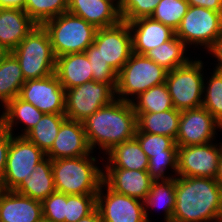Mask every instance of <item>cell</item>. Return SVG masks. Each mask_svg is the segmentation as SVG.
Returning <instances> with one entry per match:
<instances>
[{"label":"cell","mask_w":222,"mask_h":222,"mask_svg":"<svg viewBox=\"0 0 222 222\" xmlns=\"http://www.w3.org/2000/svg\"><path fill=\"white\" fill-rule=\"evenodd\" d=\"M222 222V188L214 178L175 177L172 222Z\"/></svg>","instance_id":"1"},{"label":"cell","mask_w":222,"mask_h":222,"mask_svg":"<svg viewBox=\"0 0 222 222\" xmlns=\"http://www.w3.org/2000/svg\"><path fill=\"white\" fill-rule=\"evenodd\" d=\"M93 80L103 83H117V74L132 54V32L128 22L98 28L94 42L85 50Z\"/></svg>","instance_id":"2"},{"label":"cell","mask_w":222,"mask_h":222,"mask_svg":"<svg viewBox=\"0 0 222 222\" xmlns=\"http://www.w3.org/2000/svg\"><path fill=\"white\" fill-rule=\"evenodd\" d=\"M88 144L108 153L113 147L135 137L137 116L132 103L120 99L101 107L82 121Z\"/></svg>","instance_id":"3"},{"label":"cell","mask_w":222,"mask_h":222,"mask_svg":"<svg viewBox=\"0 0 222 222\" xmlns=\"http://www.w3.org/2000/svg\"><path fill=\"white\" fill-rule=\"evenodd\" d=\"M95 159L86 155L52 160L56 191L67 195L98 194L104 172L94 165Z\"/></svg>","instance_id":"4"},{"label":"cell","mask_w":222,"mask_h":222,"mask_svg":"<svg viewBox=\"0 0 222 222\" xmlns=\"http://www.w3.org/2000/svg\"><path fill=\"white\" fill-rule=\"evenodd\" d=\"M47 31L55 57L83 53L94 42L97 28L69 12L42 24Z\"/></svg>","instance_id":"5"},{"label":"cell","mask_w":222,"mask_h":222,"mask_svg":"<svg viewBox=\"0 0 222 222\" xmlns=\"http://www.w3.org/2000/svg\"><path fill=\"white\" fill-rule=\"evenodd\" d=\"M11 53L19 61L25 81L55 73L56 57L42 25H36Z\"/></svg>","instance_id":"6"},{"label":"cell","mask_w":222,"mask_h":222,"mask_svg":"<svg viewBox=\"0 0 222 222\" xmlns=\"http://www.w3.org/2000/svg\"><path fill=\"white\" fill-rule=\"evenodd\" d=\"M167 74L168 70L153 62L146 55L132 52L129 60L117 74L115 88V94L119 95L117 99L131 102L132 100L128 99L127 95L138 96L151 87L165 83Z\"/></svg>","instance_id":"7"},{"label":"cell","mask_w":222,"mask_h":222,"mask_svg":"<svg viewBox=\"0 0 222 222\" xmlns=\"http://www.w3.org/2000/svg\"><path fill=\"white\" fill-rule=\"evenodd\" d=\"M202 61H189L186 65L168 71L166 85L173 107L179 111L202 107L204 79Z\"/></svg>","instance_id":"8"},{"label":"cell","mask_w":222,"mask_h":222,"mask_svg":"<svg viewBox=\"0 0 222 222\" xmlns=\"http://www.w3.org/2000/svg\"><path fill=\"white\" fill-rule=\"evenodd\" d=\"M117 83L94 80L65 90V115L68 119L82 122L101 107L115 100Z\"/></svg>","instance_id":"9"},{"label":"cell","mask_w":222,"mask_h":222,"mask_svg":"<svg viewBox=\"0 0 222 222\" xmlns=\"http://www.w3.org/2000/svg\"><path fill=\"white\" fill-rule=\"evenodd\" d=\"M175 35L185 45L200 44L207 50L222 35V12H216L204 7L189 6L182 18Z\"/></svg>","instance_id":"10"},{"label":"cell","mask_w":222,"mask_h":222,"mask_svg":"<svg viewBox=\"0 0 222 222\" xmlns=\"http://www.w3.org/2000/svg\"><path fill=\"white\" fill-rule=\"evenodd\" d=\"M46 154L24 136H12L0 189L14 190L22 180H27L35 166Z\"/></svg>","instance_id":"11"},{"label":"cell","mask_w":222,"mask_h":222,"mask_svg":"<svg viewBox=\"0 0 222 222\" xmlns=\"http://www.w3.org/2000/svg\"><path fill=\"white\" fill-rule=\"evenodd\" d=\"M221 154L222 144L218 148L210 142L178 147L177 175L216 179Z\"/></svg>","instance_id":"12"},{"label":"cell","mask_w":222,"mask_h":222,"mask_svg":"<svg viewBox=\"0 0 222 222\" xmlns=\"http://www.w3.org/2000/svg\"><path fill=\"white\" fill-rule=\"evenodd\" d=\"M102 187L103 182L96 196V208L103 222H149L144 202L117 193L108 186L103 196Z\"/></svg>","instance_id":"13"},{"label":"cell","mask_w":222,"mask_h":222,"mask_svg":"<svg viewBox=\"0 0 222 222\" xmlns=\"http://www.w3.org/2000/svg\"><path fill=\"white\" fill-rule=\"evenodd\" d=\"M19 97L44 114H65V89L55 73L41 79L26 80Z\"/></svg>","instance_id":"14"},{"label":"cell","mask_w":222,"mask_h":222,"mask_svg":"<svg viewBox=\"0 0 222 222\" xmlns=\"http://www.w3.org/2000/svg\"><path fill=\"white\" fill-rule=\"evenodd\" d=\"M222 125L203 107L181 111L176 137L178 147L211 142Z\"/></svg>","instance_id":"15"},{"label":"cell","mask_w":222,"mask_h":222,"mask_svg":"<svg viewBox=\"0 0 222 222\" xmlns=\"http://www.w3.org/2000/svg\"><path fill=\"white\" fill-rule=\"evenodd\" d=\"M91 152L82 122L66 118L46 156L57 160L86 156Z\"/></svg>","instance_id":"16"},{"label":"cell","mask_w":222,"mask_h":222,"mask_svg":"<svg viewBox=\"0 0 222 222\" xmlns=\"http://www.w3.org/2000/svg\"><path fill=\"white\" fill-rule=\"evenodd\" d=\"M152 182L153 179L147 171L106 168L103 173V186L142 202L145 201Z\"/></svg>","instance_id":"17"},{"label":"cell","mask_w":222,"mask_h":222,"mask_svg":"<svg viewBox=\"0 0 222 222\" xmlns=\"http://www.w3.org/2000/svg\"><path fill=\"white\" fill-rule=\"evenodd\" d=\"M132 34V52L145 55L148 51L171 40L175 30L151 17L128 22Z\"/></svg>","instance_id":"18"},{"label":"cell","mask_w":222,"mask_h":222,"mask_svg":"<svg viewBox=\"0 0 222 222\" xmlns=\"http://www.w3.org/2000/svg\"><path fill=\"white\" fill-rule=\"evenodd\" d=\"M0 222H43L42 202L0 189Z\"/></svg>","instance_id":"19"},{"label":"cell","mask_w":222,"mask_h":222,"mask_svg":"<svg viewBox=\"0 0 222 222\" xmlns=\"http://www.w3.org/2000/svg\"><path fill=\"white\" fill-rule=\"evenodd\" d=\"M116 0H68L67 12L81 17L97 29L118 24L122 19Z\"/></svg>","instance_id":"20"},{"label":"cell","mask_w":222,"mask_h":222,"mask_svg":"<svg viewBox=\"0 0 222 222\" xmlns=\"http://www.w3.org/2000/svg\"><path fill=\"white\" fill-rule=\"evenodd\" d=\"M37 24L19 8H0V47L12 52Z\"/></svg>","instance_id":"21"},{"label":"cell","mask_w":222,"mask_h":222,"mask_svg":"<svg viewBox=\"0 0 222 222\" xmlns=\"http://www.w3.org/2000/svg\"><path fill=\"white\" fill-rule=\"evenodd\" d=\"M55 74L65 90L93 80L91 64L85 52L56 57Z\"/></svg>","instance_id":"22"},{"label":"cell","mask_w":222,"mask_h":222,"mask_svg":"<svg viewBox=\"0 0 222 222\" xmlns=\"http://www.w3.org/2000/svg\"><path fill=\"white\" fill-rule=\"evenodd\" d=\"M13 191L43 202L49 195L56 191L52 160L46 156L35 166L30 177L27 180H22Z\"/></svg>","instance_id":"23"},{"label":"cell","mask_w":222,"mask_h":222,"mask_svg":"<svg viewBox=\"0 0 222 222\" xmlns=\"http://www.w3.org/2000/svg\"><path fill=\"white\" fill-rule=\"evenodd\" d=\"M106 154L109 155V161L107 163L110 164H107L105 168L148 170L149 158L135 137L116 145Z\"/></svg>","instance_id":"24"},{"label":"cell","mask_w":222,"mask_h":222,"mask_svg":"<svg viewBox=\"0 0 222 222\" xmlns=\"http://www.w3.org/2000/svg\"><path fill=\"white\" fill-rule=\"evenodd\" d=\"M25 83L19 61L11 52L0 54V100L5 106L19 96Z\"/></svg>","instance_id":"25"},{"label":"cell","mask_w":222,"mask_h":222,"mask_svg":"<svg viewBox=\"0 0 222 222\" xmlns=\"http://www.w3.org/2000/svg\"><path fill=\"white\" fill-rule=\"evenodd\" d=\"M137 128L143 133L165 135L176 140L181 111L173 108L163 112L136 113Z\"/></svg>","instance_id":"26"},{"label":"cell","mask_w":222,"mask_h":222,"mask_svg":"<svg viewBox=\"0 0 222 222\" xmlns=\"http://www.w3.org/2000/svg\"><path fill=\"white\" fill-rule=\"evenodd\" d=\"M5 112L0 116V123L11 133L14 121L18 120L26 125L23 134L24 136L31 128H33L43 117L42 113L37 107L29 102L24 101L19 96L9 101L5 106Z\"/></svg>","instance_id":"27"},{"label":"cell","mask_w":222,"mask_h":222,"mask_svg":"<svg viewBox=\"0 0 222 222\" xmlns=\"http://www.w3.org/2000/svg\"><path fill=\"white\" fill-rule=\"evenodd\" d=\"M66 118L65 114H44L24 137L46 154L53 146L61 124Z\"/></svg>","instance_id":"28"},{"label":"cell","mask_w":222,"mask_h":222,"mask_svg":"<svg viewBox=\"0 0 222 222\" xmlns=\"http://www.w3.org/2000/svg\"><path fill=\"white\" fill-rule=\"evenodd\" d=\"M187 46L176 35L169 41L148 51L145 55L168 71L186 65L190 60L184 56Z\"/></svg>","instance_id":"29"},{"label":"cell","mask_w":222,"mask_h":222,"mask_svg":"<svg viewBox=\"0 0 222 222\" xmlns=\"http://www.w3.org/2000/svg\"><path fill=\"white\" fill-rule=\"evenodd\" d=\"M131 101L135 113L163 112L173 109L171 96L166 83L149 88Z\"/></svg>","instance_id":"30"},{"label":"cell","mask_w":222,"mask_h":222,"mask_svg":"<svg viewBox=\"0 0 222 222\" xmlns=\"http://www.w3.org/2000/svg\"><path fill=\"white\" fill-rule=\"evenodd\" d=\"M148 207L164 206L165 221L172 222L175 208V178L165 180H153L150 191L144 201Z\"/></svg>","instance_id":"31"},{"label":"cell","mask_w":222,"mask_h":222,"mask_svg":"<svg viewBox=\"0 0 222 222\" xmlns=\"http://www.w3.org/2000/svg\"><path fill=\"white\" fill-rule=\"evenodd\" d=\"M68 0H25L24 11L37 24L67 12Z\"/></svg>","instance_id":"32"},{"label":"cell","mask_w":222,"mask_h":222,"mask_svg":"<svg viewBox=\"0 0 222 222\" xmlns=\"http://www.w3.org/2000/svg\"><path fill=\"white\" fill-rule=\"evenodd\" d=\"M135 138L149 159L159 155H177L178 146L174 138L159 134L143 133L138 128L135 132Z\"/></svg>","instance_id":"33"},{"label":"cell","mask_w":222,"mask_h":222,"mask_svg":"<svg viewBox=\"0 0 222 222\" xmlns=\"http://www.w3.org/2000/svg\"><path fill=\"white\" fill-rule=\"evenodd\" d=\"M188 8L189 3L187 0H161L152 13L151 18L170 26L176 31Z\"/></svg>","instance_id":"34"},{"label":"cell","mask_w":222,"mask_h":222,"mask_svg":"<svg viewBox=\"0 0 222 222\" xmlns=\"http://www.w3.org/2000/svg\"><path fill=\"white\" fill-rule=\"evenodd\" d=\"M214 70L207 82V89L205 90V86H203V94H206L202 98V107L208 110L222 125V72Z\"/></svg>","instance_id":"35"},{"label":"cell","mask_w":222,"mask_h":222,"mask_svg":"<svg viewBox=\"0 0 222 222\" xmlns=\"http://www.w3.org/2000/svg\"><path fill=\"white\" fill-rule=\"evenodd\" d=\"M97 194L67 195L65 222H77L96 208Z\"/></svg>","instance_id":"36"},{"label":"cell","mask_w":222,"mask_h":222,"mask_svg":"<svg viewBox=\"0 0 222 222\" xmlns=\"http://www.w3.org/2000/svg\"><path fill=\"white\" fill-rule=\"evenodd\" d=\"M161 0H118L121 19L130 22L139 18L151 17Z\"/></svg>","instance_id":"37"},{"label":"cell","mask_w":222,"mask_h":222,"mask_svg":"<svg viewBox=\"0 0 222 222\" xmlns=\"http://www.w3.org/2000/svg\"><path fill=\"white\" fill-rule=\"evenodd\" d=\"M67 194L55 191L42 202L43 221L65 222Z\"/></svg>","instance_id":"38"},{"label":"cell","mask_w":222,"mask_h":222,"mask_svg":"<svg viewBox=\"0 0 222 222\" xmlns=\"http://www.w3.org/2000/svg\"><path fill=\"white\" fill-rule=\"evenodd\" d=\"M172 167L177 174V155H159L153 156L148 162V174L153 180H165L169 177L164 176L166 167Z\"/></svg>","instance_id":"39"},{"label":"cell","mask_w":222,"mask_h":222,"mask_svg":"<svg viewBox=\"0 0 222 222\" xmlns=\"http://www.w3.org/2000/svg\"><path fill=\"white\" fill-rule=\"evenodd\" d=\"M14 134H11L0 123V181L4 175L6 160L8 157L9 146L11 144V138Z\"/></svg>","instance_id":"40"},{"label":"cell","mask_w":222,"mask_h":222,"mask_svg":"<svg viewBox=\"0 0 222 222\" xmlns=\"http://www.w3.org/2000/svg\"><path fill=\"white\" fill-rule=\"evenodd\" d=\"M189 6L204 7L216 12H222V0H187Z\"/></svg>","instance_id":"41"},{"label":"cell","mask_w":222,"mask_h":222,"mask_svg":"<svg viewBox=\"0 0 222 222\" xmlns=\"http://www.w3.org/2000/svg\"><path fill=\"white\" fill-rule=\"evenodd\" d=\"M208 51L218 59V65L215 69L222 72V35L213 43Z\"/></svg>","instance_id":"42"},{"label":"cell","mask_w":222,"mask_h":222,"mask_svg":"<svg viewBox=\"0 0 222 222\" xmlns=\"http://www.w3.org/2000/svg\"><path fill=\"white\" fill-rule=\"evenodd\" d=\"M25 0H0V8H19L24 10Z\"/></svg>","instance_id":"43"},{"label":"cell","mask_w":222,"mask_h":222,"mask_svg":"<svg viewBox=\"0 0 222 222\" xmlns=\"http://www.w3.org/2000/svg\"><path fill=\"white\" fill-rule=\"evenodd\" d=\"M77 222H103L99 211L95 208L89 215L83 217Z\"/></svg>","instance_id":"44"},{"label":"cell","mask_w":222,"mask_h":222,"mask_svg":"<svg viewBox=\"0 0 222 222\" xmlns=\"http://www.w3.org/2000/svg\"><path fill=\"white\" fill-rule=\"evenodd\" d=\"M216 181L218 182V184L222 188V154H221L220 161H219L218 172L216 175Z\"/></svg>","instance_id":"45"},{"label":"cell","mask_w":222,"mask_h":222,"mask_svg":"<svg viewBox=\"0 0 222 222\" xmlns=\"http://www.w3.org/2000/svg\"><path fill=\"white\" fill-rule=\"evenodd\" d=\"M3 53H5L2 49H1V47H0V54H3Z\"/></svg>","instance_id":"46"}]
</instances>
